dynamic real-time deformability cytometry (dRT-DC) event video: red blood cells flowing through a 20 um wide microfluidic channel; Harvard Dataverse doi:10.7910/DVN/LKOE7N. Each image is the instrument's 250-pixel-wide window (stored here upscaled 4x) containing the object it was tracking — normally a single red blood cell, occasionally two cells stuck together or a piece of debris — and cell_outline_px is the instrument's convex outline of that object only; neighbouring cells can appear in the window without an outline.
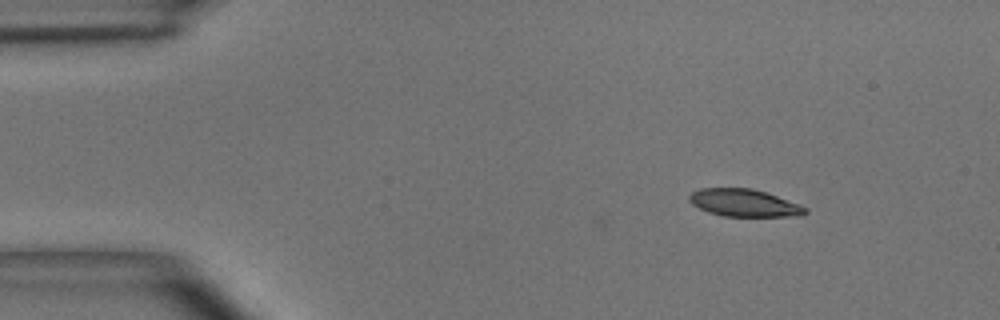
{"species": "common noctule bat (a hibernating species)", "species_latin": "Nyctalus noctula", "temperature_condition": "room temperature", "stored_images_in_passage": 3, "camera_frame_rate_fps": 3000, "um_per_image_px": 0.085, "animal": {"sex": "male", "body_mass_g": 15.6}, "frame": {"image": 1, "passage_image": 3, "time_ms": 0.667, "image_size_px": [1000, 320], "cell_outline_px": [[808, 212], [800, 216], [724, 216], [708, 212], [692, 204], [688, 200], [688, 196], [692, 192], [700, 188], [752, 188], [800, 204], [808, 208]], "centroid_in_image_um": [63.25, 17.25], "position_along_channel_um": 21.7, "area_um2": 18.5}}